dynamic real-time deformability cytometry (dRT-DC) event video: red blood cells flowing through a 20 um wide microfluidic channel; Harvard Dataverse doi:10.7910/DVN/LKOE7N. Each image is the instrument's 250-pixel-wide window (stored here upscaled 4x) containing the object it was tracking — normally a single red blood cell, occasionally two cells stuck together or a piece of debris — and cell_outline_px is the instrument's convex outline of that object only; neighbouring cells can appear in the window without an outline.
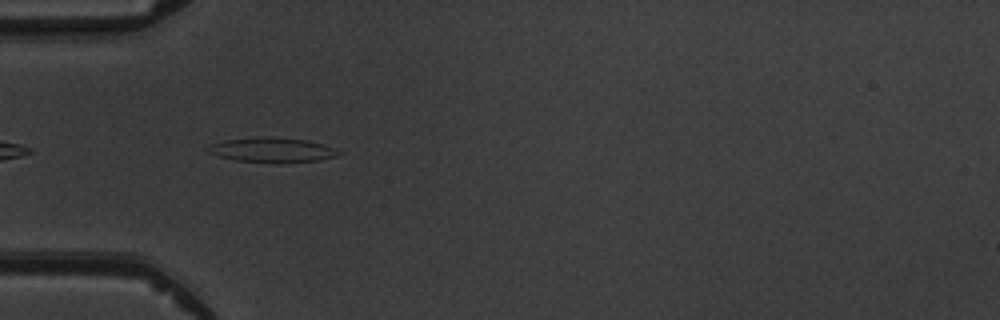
{"species": "common noctule bat (a hibernating species)", "species_latin": "Nyctalus noctula", "temperature_condition": "warm", "stored_images_in_passage": 6, "camera_frame_rate_fps": 3000, "um_per_image_px": 0.085, "animal": {"sex": "male", "body_mass_g": 19.5, "forearm_length_mm": 54.6}, "frame": {"image": 1, "passage_image": 5, "time_ms": 5.667, "image_size_px": [1000, 320], "cell_outline_px": [[344, 152], [340, 156], [320, 160], [236, 160], [220, 156], [208, 152], [208, 148], [212, 144], [224, 140], [264, 136], [308, 140], [324, 144], [336, 148]], "centroid_in_image_um": [23.22, 12.69], "position_along_channel_um": 61.8, "area_um2": 17.98}}